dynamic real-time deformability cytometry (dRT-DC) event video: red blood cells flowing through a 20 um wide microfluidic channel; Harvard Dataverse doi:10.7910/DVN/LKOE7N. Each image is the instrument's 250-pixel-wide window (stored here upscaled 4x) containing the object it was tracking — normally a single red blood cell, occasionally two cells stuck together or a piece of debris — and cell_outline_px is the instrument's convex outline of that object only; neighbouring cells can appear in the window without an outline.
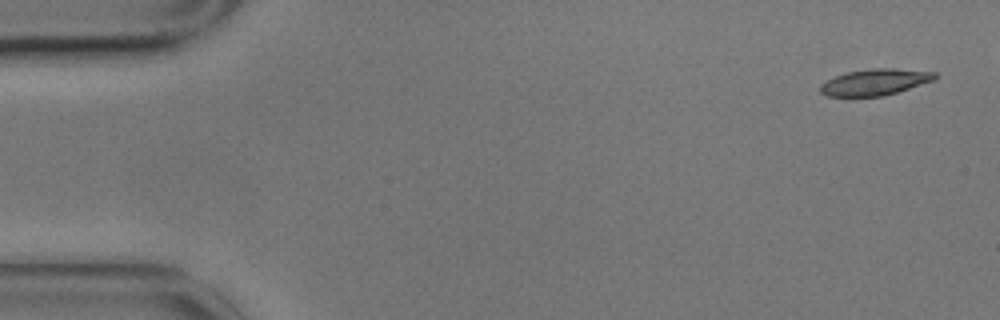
{"species": "common noctule bat (a hibernating species)", "species_latin": "Nyctalus noctula", "temperature_condition": "cold", "stored_images_in_passage": 5, "segment_of_instrument_passage": [2, 2], "camera_frame_rate_fps": 3000, "um_per_image_px": 0.085, "animal": {"sex": "male", "body_mass_g": 17.9}, "frame": {"image": 1, "passage_image": 5, "time_ms": 1.333, "image_size_px": [1000, 320], "cell_outline_px": [[936, 80], [884, 96], [828, 96], [820, 92], [820, 84], [836, 76], [848, 72], [872, 68], [892, 68], [936, 72]], "centroid_in_image_um": [74.41, 6.98], "position_along_channel_um": 10.6, "area_um2": 17.46}}